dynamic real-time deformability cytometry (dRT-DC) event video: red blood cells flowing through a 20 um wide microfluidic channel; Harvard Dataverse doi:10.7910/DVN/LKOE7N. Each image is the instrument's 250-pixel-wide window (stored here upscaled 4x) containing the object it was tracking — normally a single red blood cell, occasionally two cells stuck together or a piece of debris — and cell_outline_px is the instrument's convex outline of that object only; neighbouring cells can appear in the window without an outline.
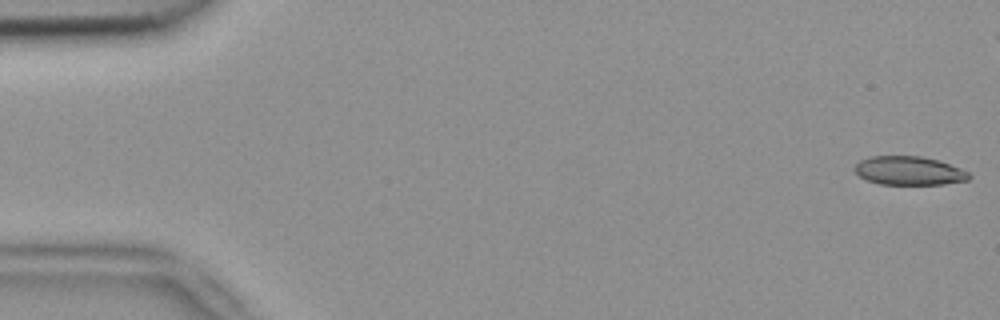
{"species": "common noctule bat (a hibernating species)", "species_latin": "Nyctalus noctula", "temperature_condition": "room temperature", "stored_images_in_passage": 6, "camera_frame_rate_fps": 3000, "um_per_image_px": 0.085, "animal": {"sex": "female", "body_mass_g": 18.4}, "frame": {"image": 1, "passage_image": 1, "time_ms": 0.0, "image_size_px": [1000, 320], "cell_outline_px": [[972, 176], [968, 180], [944, 184], [880, 184], [868, 180], [860, 176], [852, 168], [860, 160], [872, 156], [920, 156], [940, 160], [960, 168], [968, 172]], "centroid_in_image_um": [77.28, 14.5], "position_along_channel_um": 7.7, "area_um2": 19.13}}
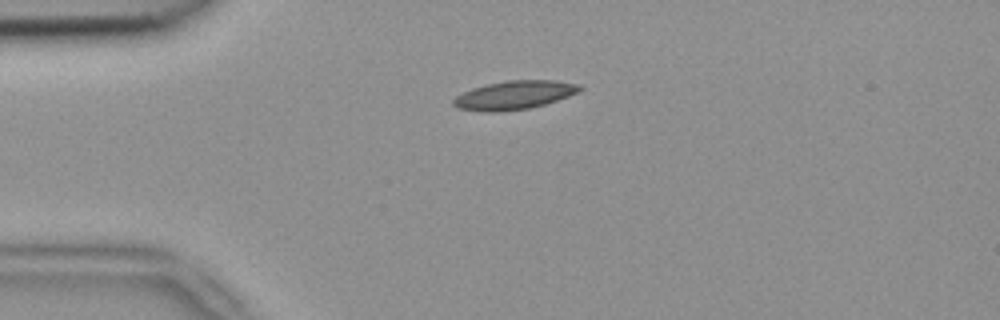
{"frame": {"image": 2, "passage_image": 6, "time_ms": 1.667, "image_size_px": [1000, 320], "cell_outline_px": [[584, 88], [580, 92], [544, 104], [528, 108], [500, 112], [484, 112], [456, 108], [452, 104], [452, 100], [456, 96], [472, 88], [488, 84], [508, 80], [556, 80], [580, 84]], "centroid_in_image_um": [43.72, 8.08], "position_along_channel_um": 41.3, "area_um2": 21.15}}